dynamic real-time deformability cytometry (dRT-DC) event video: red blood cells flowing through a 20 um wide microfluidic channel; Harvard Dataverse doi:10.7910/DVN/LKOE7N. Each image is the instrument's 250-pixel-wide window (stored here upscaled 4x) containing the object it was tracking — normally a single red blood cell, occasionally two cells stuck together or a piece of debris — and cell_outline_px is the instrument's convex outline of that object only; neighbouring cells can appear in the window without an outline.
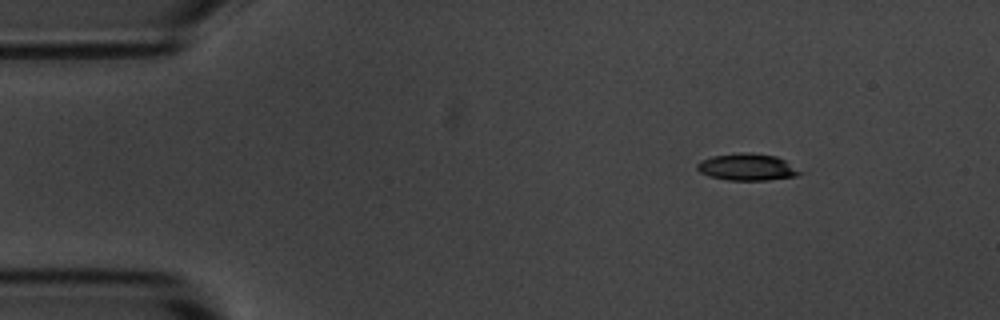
{"species": "common noctule bat (a hibernating species)", "species_latin": "Nyctalus noctula", "temperature_condition": "room temperature", "stored_images_in_passage": 4, "camera_frame_rate_fps": 3000, "um_per_image_px": 0.085, "animal": {"sex": "male", "body_mass_g": 20.1, "forearm_length_mm": 53.5}, "frame": {"image": 1, "passage_image": 2, "time_ms": 1.0, "image_size_px": [1000, 320], "cell_outline_px": [[804, 172], [796, 176], [768, 180], [728, 180], [708, 176], [700, 172], [696, 168], [696, 164], [700, 160], [712, 156], [744, 152], [748, 152], [776, 156], [784, 160]], "centroid_in_image_um": [63.49, 14.2], "position_along_channel_um": 21.5, "area_um2": 16.13}}